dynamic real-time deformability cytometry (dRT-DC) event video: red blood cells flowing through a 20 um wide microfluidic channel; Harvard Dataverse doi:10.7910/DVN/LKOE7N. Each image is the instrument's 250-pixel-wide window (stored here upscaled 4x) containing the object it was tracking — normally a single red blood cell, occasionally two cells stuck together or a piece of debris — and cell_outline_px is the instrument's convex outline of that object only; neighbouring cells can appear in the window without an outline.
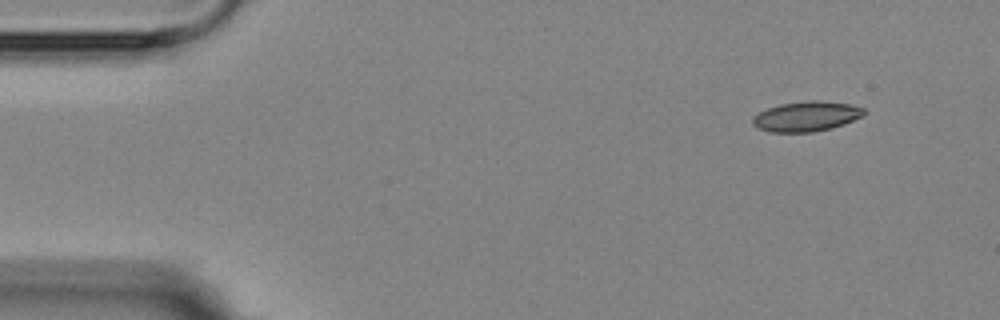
{"species": "Egyptian fruit bat (a non-hibernating species)", "species_latin": "Rousettus aegyptiacus", "temperature_condition": "room temperature", "stored_images_in_passage": 2, "camera_frame_rate_fps": 3000, "um_per_image_px": 0.085, "animal": {"sex": "female"}, "frame": {"image": 1, "passage_image": 1, "time_ms": 0.0, "image_size_px": [1000, 320], "cell_outline_px": [[864, 116], [844, 124], [832, 128], [812, 132], [768, 132], [756, 128], [752, 124], [752, 116], [768, 108], [780, 104], [812, 100], [820, 100], [852, 104], [864, 108]], "centroid_in_image_um": [68.54, 9.89], "position_along_channel_um": 16.5, "area_um2": 19.65}}